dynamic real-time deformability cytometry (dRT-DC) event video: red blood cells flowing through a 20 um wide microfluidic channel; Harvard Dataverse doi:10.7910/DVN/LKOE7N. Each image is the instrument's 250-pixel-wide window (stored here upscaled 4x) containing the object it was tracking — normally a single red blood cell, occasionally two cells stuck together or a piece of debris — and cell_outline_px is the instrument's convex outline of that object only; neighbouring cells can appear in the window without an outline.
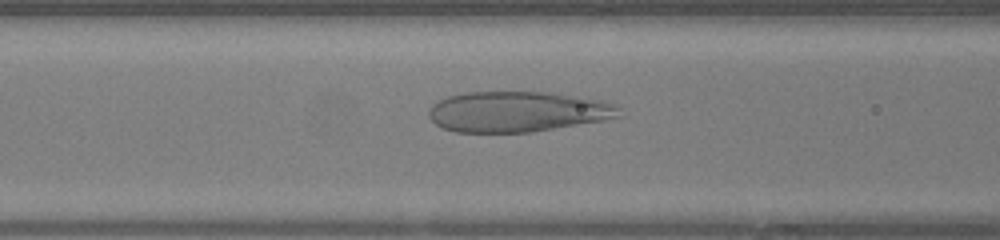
{"species": "human", "species_latin": "Homo sapiens", "temperature_condition": "warm", "stored_images_in_passage": 46, "camera_frame_rate_fps": 3000, "um_per_image_px": 0.085, "donor": {"sex": "female"}, "frame": {"image": 1, "passage_image": 17, "time_ms": 5.333, "image_size_px": [1000, 240], "cell_outline_px": [[620, 116], [604, 120], [532, 132], [456, 132], [440, 128], [428, 116], [428, 112], [432, 104], [448, 96], [468, 92], [552, 92], [604, 100], [616, 104]], "centroid_in_image_um": [43.98, 9.49], "position_along_channel_um": 122.6, "area_um2": 45.08}}
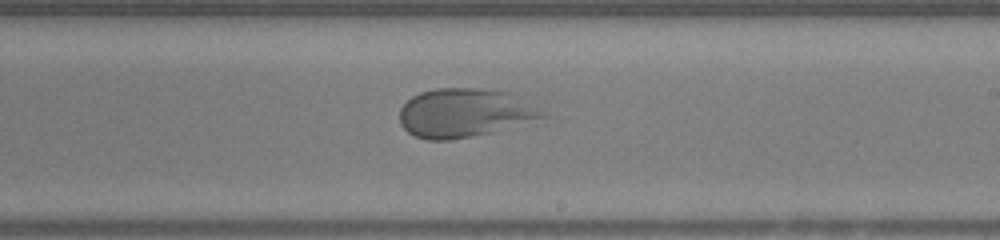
{"frame": {"image": 2, "passage_image": 26, "time_ms": 8.333, "image_size_px": [1000, 240], "cell_outline_px": [[548, 116], [492, 132], [452, 140], [428, 140], [416, 136], [408, 132], [400, 124], [400, 108], [412, 96], [420, 92], [436, 88], [476, 88], [512, 92]], "centroid_in_image_um": [39.44, 9.59], "position_along_channel_um": 249.6, "area_um2": 40.29}}
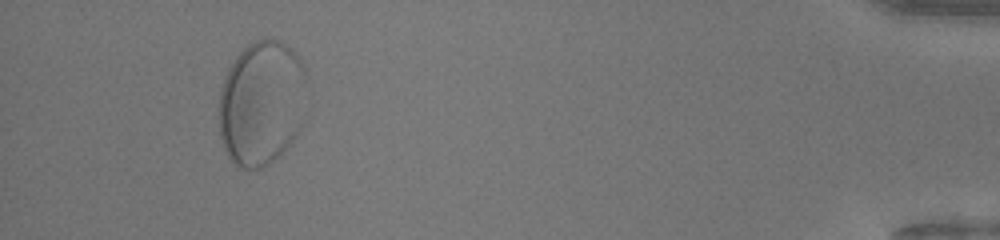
{"frame": {"image": 3, "passage_image": 43, "time_ms": 14.0, "image_size_px": [1000, 240], "cell_outline_px": [[304, 72], [300, 128], [296, 136], [280, 156], [268, 164], [260, 168], [240, 168], [228, 156], [224, 148], [220, 136], [220, 92], [224, 76], [228, 68], [236, 56], [248, 44], [264, 36], [280, 40], [292, 48], [300, 56], [304, 68]], "centroid_in_image_um": [22.21, 8.73], "position_along_channel_um": 413.0, "area_um2": 63.81}}